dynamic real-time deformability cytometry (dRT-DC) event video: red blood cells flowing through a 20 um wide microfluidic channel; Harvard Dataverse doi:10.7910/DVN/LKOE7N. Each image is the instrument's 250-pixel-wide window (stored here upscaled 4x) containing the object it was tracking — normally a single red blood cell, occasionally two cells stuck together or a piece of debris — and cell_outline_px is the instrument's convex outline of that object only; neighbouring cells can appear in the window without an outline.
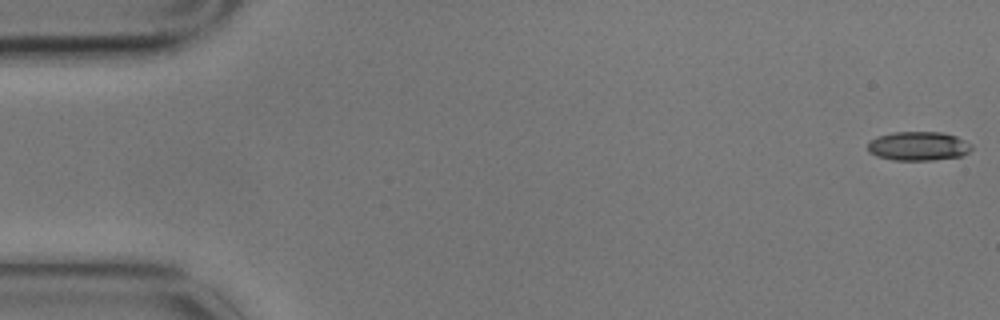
{"species": "common noctule bat (a hibernating species)", "species_latin": "Nyctalus noctula", "temperature_condition": "cold", "stored_images_in_passage": 3, "camera_frame_rate_fps": 3000, "um_per_image_px": 0.085, "animal": {"sex": "male", "body_mass_g": 17.9}, "frame": {"image": 1, "passage_image": 1, "time_ms": 0.0, "image_size_px": [1000, 320], "cell_outline_px": [[972, 148], [968, 152], [960, 156], [932, 160], [892, 160], [876, 156], [868, 152], [868, 140], [876, 136], [892, 132], [940, 132], [956, 136], [972, 144]], "centroid_in_image_um": [78.01, 12.41], "position_along_channel_um": 7.0, "area_um2": 17.69}}
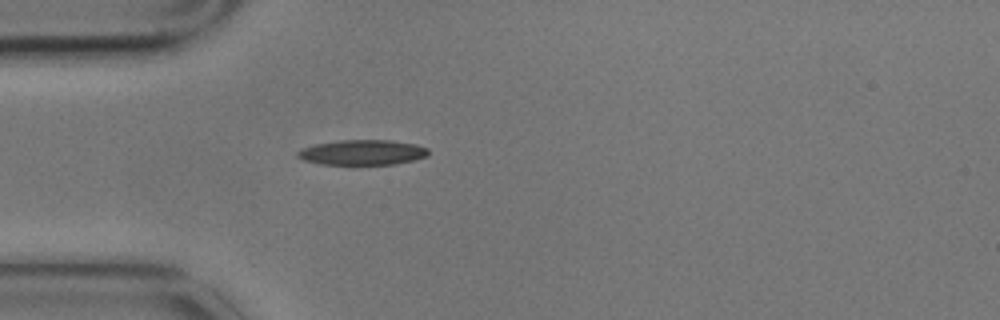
{"frame": {"image": 2, "passage_image": 3, "time_ms": 0.667, "image_size_px": [1000, 320], "cell_outline_px": [[428, 156], [396, 164], [320, 164], [304, 160], [296, 156], [296, 152], [304, 148], [316, 144], [340, 140], [392, 140], [416, 144], [428, 148]], "centroid_in_image_um": [30.82, 12.95], "position_along_channel_um": 54.2, "area_um2": 19.07}}